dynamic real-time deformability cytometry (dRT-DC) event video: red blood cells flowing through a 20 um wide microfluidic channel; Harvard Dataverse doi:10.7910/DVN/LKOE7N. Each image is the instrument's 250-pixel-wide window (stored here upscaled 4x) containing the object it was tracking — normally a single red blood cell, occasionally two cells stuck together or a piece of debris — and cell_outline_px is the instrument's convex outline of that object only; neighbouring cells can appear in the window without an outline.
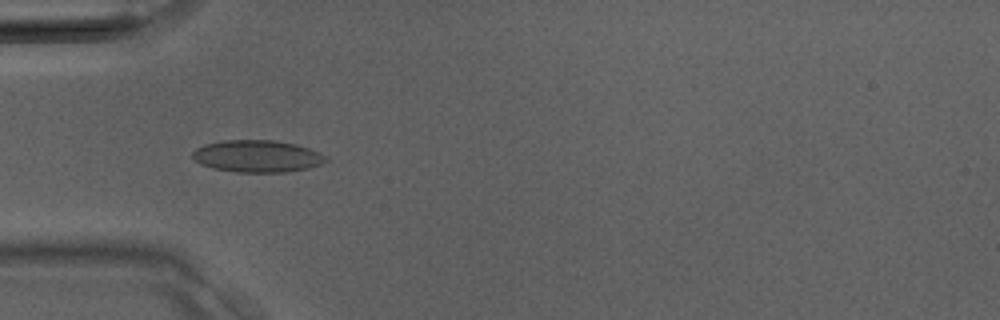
{"species": "Egyptian fruit bat (a non-hibernating species)", "species_latin": "Rousettus aegyptiacus", "temperature_condition": "room temperature", "stored_images_in_passage": 28, "camera_frame_rate_fps": 3000, "um_per_image_px": 0.085, "animal": {"sex": "male"}, "frame": {"image": 1, "passage_image": 2, "time_ms": 0.333, "image_size_px": [1000, 320], "cell_outline_px": [[328, 160], [320, 164], [308, 168], [288, 172], [236, 172], [212, 168], [200, 164], [192, 156], [192, 152], [196, 148], [204, 144], [224, 140], [272, 140], [296, 144], [320, 152], [328, 156]], "centroid_in_image_um": [21.87, 13.28], "position_along_channel_um": 63.1, "area_um2": 25.03}}
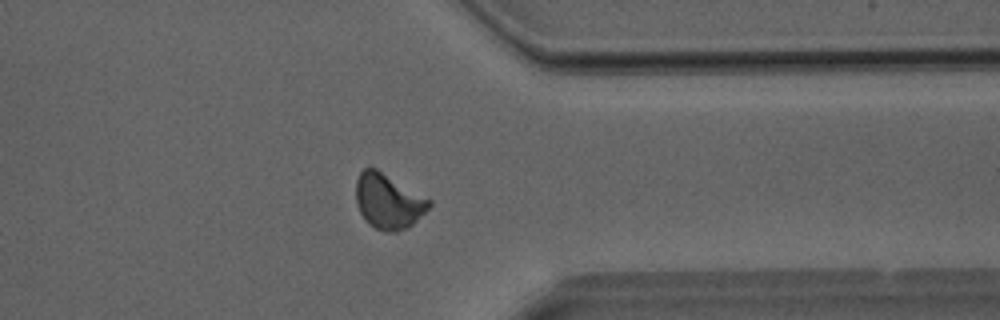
{"frame": {"image": 2, "passage_image": 20, "time_ms": 6.333, "image_size_px": [1000, 320], "cell_outline_px": [[432, 204], [412, 224], [396, 232], [384, 232], [368, 224], [360, 212], [356, 204], [356, 180], [360, 172], [364, 168], [376, 168], [432, 200]], "centroid_in_image_um": [32.98, 17.1], "position_along_channel_um": 378.4, "area_um2": 23.35}}
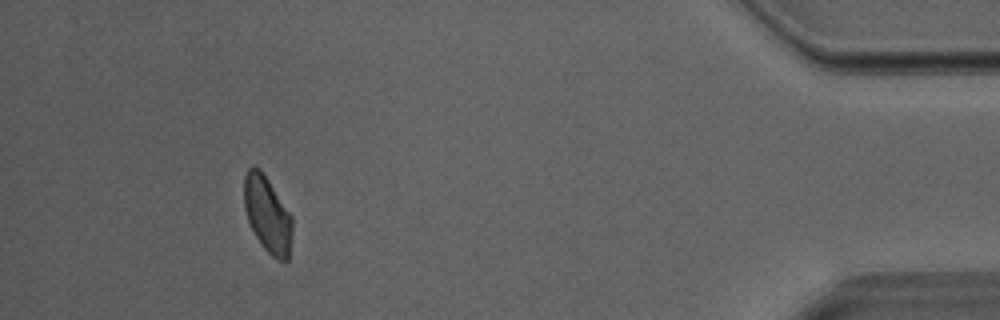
{"frame": {"image": 3, "passage_image": 25, "time_ms": 8.0, "image_size_px": [1000, 320], "cell_outline_px": [[292, 236], [288, 260], [280, 260], [272, 256], [260, 244], [248, 220], [244, 208], [244, 176], [248, 168], [260, 168], [292, 216]], "centroid_in_image_um": [22.73, 18.24], "position_along_channel_um": 412.5, "area_um2": 21.15}}